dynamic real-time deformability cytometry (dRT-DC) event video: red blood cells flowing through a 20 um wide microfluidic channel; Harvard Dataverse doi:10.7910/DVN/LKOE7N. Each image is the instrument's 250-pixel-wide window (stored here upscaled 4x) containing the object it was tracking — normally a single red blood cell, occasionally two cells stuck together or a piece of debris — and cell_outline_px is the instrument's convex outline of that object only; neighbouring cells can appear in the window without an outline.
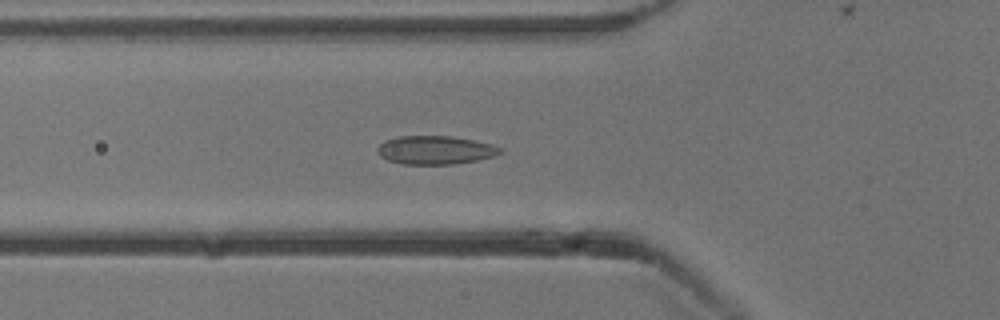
{"species": "common noctule bat (a hibernating species)", "species_latin": "Nyctalus noctula", "temperature_condition": "cold", "stored_images_in_passage": 5, "camera_frame_rate_fps": 3000, "um_per_image_px": 0.085, "animal": {"sex": "male", "body_mass_g": 13.3}, "frame": {"image": 1, "passage_image": 4, "time_ms": 1.0, "image_size_px": [1000, 320], "cell_outline_px": [[504, 152], [492, 156], [476, 160], [452, 164], [404, 164], [388, 160], [380, 156], [376, 148], [384, 140], [400, 136], [452, 136], [492, 144], [500, 148]], "centroid_in_image_um": [36.97, 12.75], "position_along_channel_um": 88.8, "area_um2": 20.23}}